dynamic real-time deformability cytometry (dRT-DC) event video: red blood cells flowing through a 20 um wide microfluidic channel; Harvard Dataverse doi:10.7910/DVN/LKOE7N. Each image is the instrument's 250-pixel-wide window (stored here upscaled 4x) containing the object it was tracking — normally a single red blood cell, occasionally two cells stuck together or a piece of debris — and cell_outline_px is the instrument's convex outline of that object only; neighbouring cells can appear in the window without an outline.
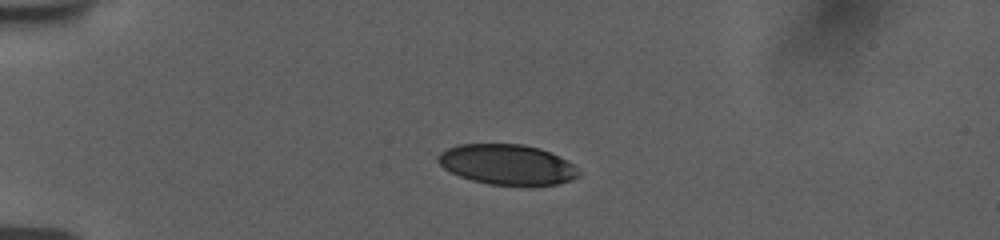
{"species": "human", "species_latin": "Homo sapiens", "temperature_condition": "room temperature", "stored_images_in_passage": 42, "camera_frame_rate_fps": 3000, "um_per_image_px": 0.085, "donor": {"sex": "female"}, "frame": {"image": 1, "passage_image": 1, "time_ms": 0.0, "image_size_px": [1000, 240], "cell_outline_px": [[580, 176], [556, 184], [488, 184], [472, 180], [460, 176], [444, 168], [436, 160], [436, 156], [440, 152], [448, 148], [460, 144], [524, 144], [540, 148], [580, 168]], "centroid_in_image_um": [43.07, 13.97], "position_along_channel_um": 41.9, "area_um2": 32.54}}
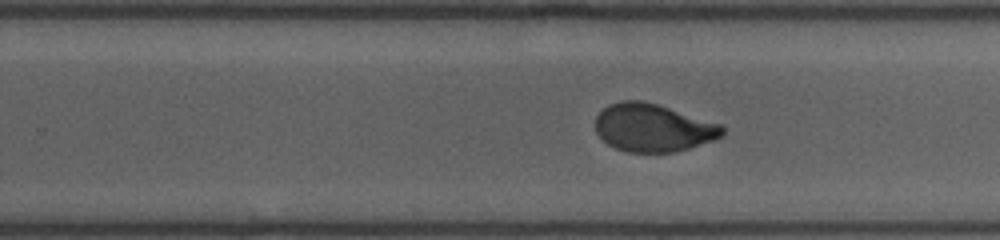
{"frame": {"image": 2, "passage_image": 23, "time_ms": 7.333, "image_size_px": [1000, 240], "cell_outline_px": [[724, 132], [716, 140], [676, 152], [628, 152], [616, 148], [608, 144], [596, 132], [596, 116], [608, 104], [620, 100], [640, 100], [656, 104], [724, 124]], "centroid_in_image_um": [55.54, 10.86], "position_along_channel_um": 274.3, "area_um2": 35.55}}
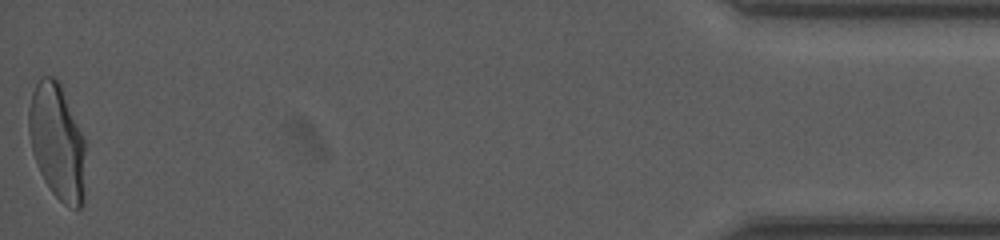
{"frame": {"image": 3, "passage_image": 42, "time_ms": 13.667, "image_size_px": [1000, 240], "cell_outline_px": [[84, 204], [80, 208], [76, 208], [64, 204], [52, 192], [44, 180], [40, 172], [32, 148], [28, 132], [28, 108], [32, 92], [40, 76], [52, 76], [60, 84], [84, 136]], "centroid_in_image_um": [4.85, 12.04], "position_along_channel_um": 430.3, "area_um2": 38.09}, "authors_computed_cell_mechanics": {"area_um2": 36.3273, "velocity_mm_per_s": 3.774, "shape_relaxation_time_tau1_ms": 4.2594, "shape_relaxation_time_tau2_ms": 0.9606, "deformation_change_tau1": 0.165, "deformation_change_tau2": 0.0518}}